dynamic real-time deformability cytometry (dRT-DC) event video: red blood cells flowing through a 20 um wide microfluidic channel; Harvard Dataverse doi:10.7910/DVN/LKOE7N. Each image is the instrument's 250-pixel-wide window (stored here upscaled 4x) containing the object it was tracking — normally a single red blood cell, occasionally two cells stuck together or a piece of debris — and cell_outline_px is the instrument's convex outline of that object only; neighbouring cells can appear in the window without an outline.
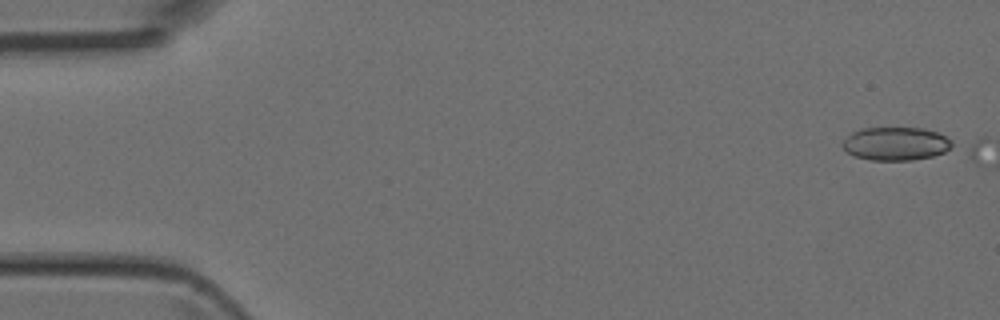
{"species": "Egyptian fruit bat (a non-hibernating species)", "species_latin": "Rousettus aegyptiacus", "temperature_condition": "room temperature", "stored_images_in_passage": 2, "camera_frame_rate_fps": 3000, "um_per_image_px": 0.085, "animal": {"sex": "female"}, "frame": {"image": 1, "passage_image": 1, "time_ms": 0.0, "image_size_px": [1000, 320], "cell_outline_px": [[956, 144], [944, 152], [932, 156], [912, 160], [872, 160], [856, 156], [848, 152], [840, 144], [852, 132], [860, 128], [924, 128], [936, 132], [952, 140]], "centroid_in_image_um": [76.16, 12.21], "position_along_channel_um": 8.8, "area_um2": 21.21}}